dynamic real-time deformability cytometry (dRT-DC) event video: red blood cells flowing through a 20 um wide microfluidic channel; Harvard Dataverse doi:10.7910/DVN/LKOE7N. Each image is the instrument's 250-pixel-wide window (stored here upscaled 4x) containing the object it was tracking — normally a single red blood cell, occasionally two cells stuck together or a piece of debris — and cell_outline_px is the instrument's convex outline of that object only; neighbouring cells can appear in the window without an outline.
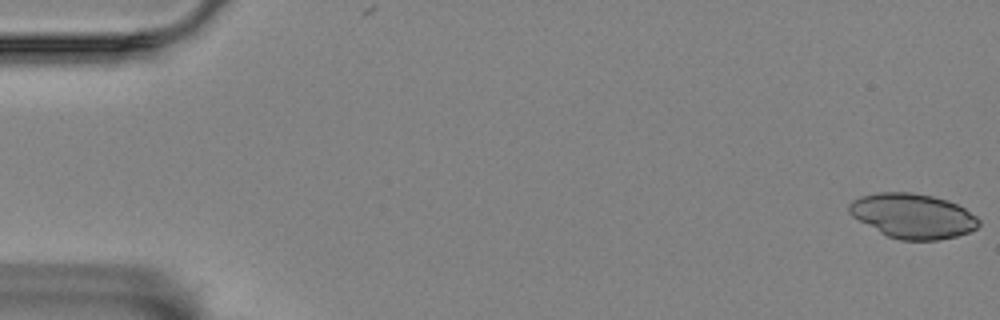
{"species": "Egyptian fruit bat (a non-hibernating species)", "species_latin": "Rousettus aegyptiacus", "temperature_condition": "room temperature", "stored_images_in_passage": 12, "camera_frame_rate_fps": 3000, "um_per_image_px": 0.085, "animal": {"sex": "female"}, "frame": {"image": 1, "passage_image": 1, "time_ms": 0.0, "image_size_px": [1000, 320], "cell_outline_px": [[980, 224], [976, 228], [968, 232], [956, 236], [940, 240], [900, 240], [888, 236], [880, 232], [852, 216], [848, 212], [848, 204], [852, 200], [860, 196], [876, 192], [912, 192], [932, 196], [948, 200], [964, 208], [976, 216], [980, 220]], "centroid_in_image_um": [77.58, 18.34], "position_along_channel_um": 7.4, "area_um2": 33.81}}